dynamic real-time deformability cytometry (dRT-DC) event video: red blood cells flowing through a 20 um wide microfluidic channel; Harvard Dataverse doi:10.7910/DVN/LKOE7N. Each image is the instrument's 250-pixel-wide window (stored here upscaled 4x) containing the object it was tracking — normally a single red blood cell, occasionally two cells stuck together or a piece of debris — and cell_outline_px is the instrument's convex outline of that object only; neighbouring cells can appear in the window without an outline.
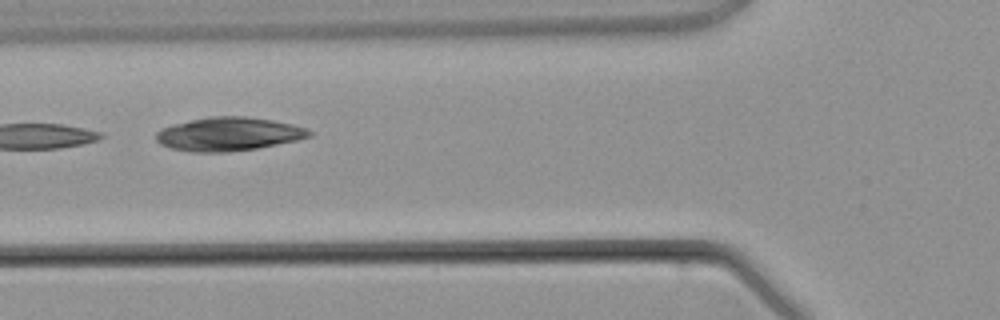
{"species": "common noctule bat (a hibernating species)", "species_latin": "Nyctalus noctula", "temperature_condition": "warm", "stored_images_in_passage": 4, "camera_frame_rate_fps": 3000, "um_per_image_px": 0.085, "animal": {"sex": "male", "body_mass_g": 21.5, "forearm_length_mm": 52.0}, "frame": {"image": 1, "passage_image": 4, "time_ms": 4.667, "image_size_px": [1000, 320], "cell_outline_px": [[312, 136], [296, 140], [256, 148], [228, 152], [188, 152], [172, 148], [160, 144], [156, 140], [156, 132], [164, 128], [176, 124], [208, 116], [244, 116], [272, 120], [292, 124], [304, 128], [312, 132]], "centroid_in_image_um": [19.42, 11.4], "position_along_channel_um": 106.4, "area_um2": 29.65}}